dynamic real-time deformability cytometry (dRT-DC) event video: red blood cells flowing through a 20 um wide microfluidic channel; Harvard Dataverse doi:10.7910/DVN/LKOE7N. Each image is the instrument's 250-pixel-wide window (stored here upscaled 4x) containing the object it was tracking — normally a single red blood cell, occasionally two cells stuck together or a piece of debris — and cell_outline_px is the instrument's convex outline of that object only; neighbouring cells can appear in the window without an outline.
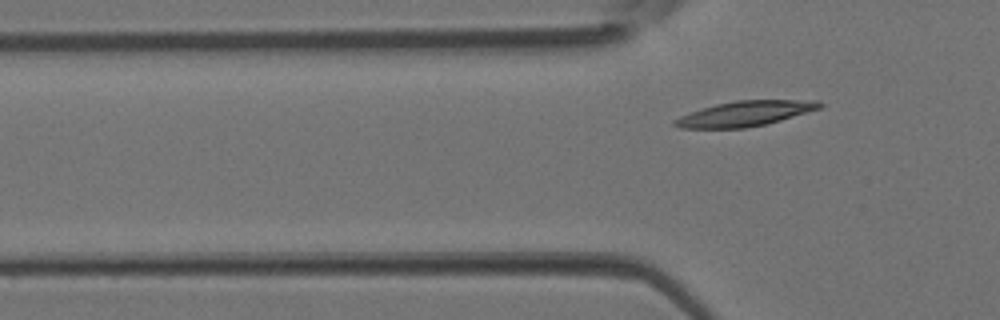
{"species": "Egyptian fruit bat (a non-hibernating species)", "species_latin": "Rousettus aegyptiacus", "temperature_condition": "room temperature", "stored_images_in_passage": 3, "camera_frame_rate_fps": 3000, "um_per_image_px": 0.085, "animal": {"sex": "female"}, "frame": {"image": 1, "passage_image": 3, "time_ms": 0.667, "image_size_px": [1000, 320], "cell_outline_px": [[824, 104], [820, 108], [780, 120], [764, 124], [744, 128], [680, 128], [672, 124], [672, 120], [680, 116], [700, 108], [716, 104], [736, 100], [820, 100]], "centroid_in_image_um": [63.29, 9.65], "position_along_channel_um": 62.5, "area_um2": 21.15}}